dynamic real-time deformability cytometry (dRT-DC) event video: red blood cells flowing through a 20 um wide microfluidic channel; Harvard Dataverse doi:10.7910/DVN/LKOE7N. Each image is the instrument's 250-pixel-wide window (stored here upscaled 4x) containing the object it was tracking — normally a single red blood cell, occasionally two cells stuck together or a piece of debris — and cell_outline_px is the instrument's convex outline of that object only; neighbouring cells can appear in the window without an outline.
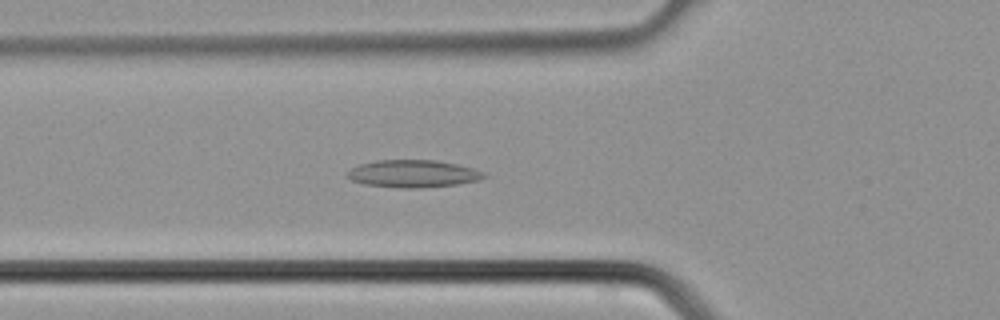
{"species": "common noctule bat (a hibernating species)", "species_latin": "Nyctalus noctula", "temperature_condition": "cold", "stored_images_in_passage": 37, "camera_frame_rate_fps": 3000, "um_per_image_px": 0.085, "animal": {"sex": "male", "body_mass_g": 21.5, "forearm_length_mm": 52.0}, "frame": {"image": 1, "passage_image": 13, "time_ms": 4.0, "image_size_px": [1000, 320], "cell_outline_px": [[488, 176], [480, 180], [456, 184], [420, 188], [400, 188], [364, 184], [352, 180], [348, 176], [348, 172], [352, 168], [360, 164], [376, 160], [436, 160], [456, 164], [472, 168], [484, 172]], "centroid_in_image_um": [35.14, 14.76], "position_along_channel_um": 90.7, "area_um2": 21.73}}
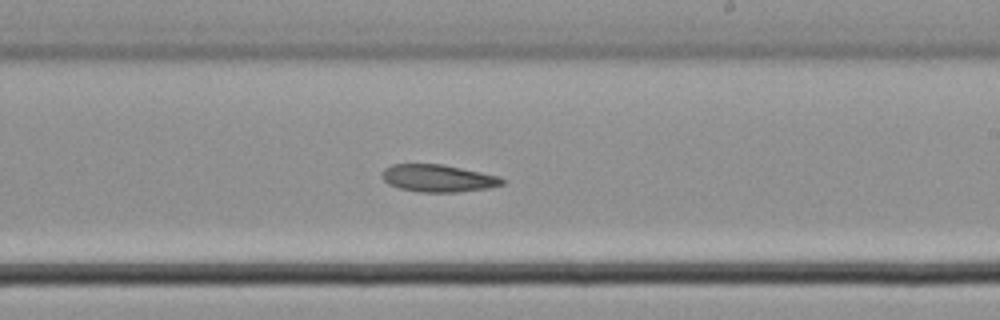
{"frame": {"image": 2, "passage_image": 22, "time_ms": 7.0, "image_size_px": [1000, 320], "cell_outline_px": [[504, 184], [488, 188], [456, 192], [420, 192], [400, 188], [388, 184], [380, 176], [384, 168], [392, 164], [440, 164], [500, 176], [504, 180]], "centroid_in_image_um": [37.21, 15.15], "position_along_channel_um": 251.8, "area_um2": 19.07}}
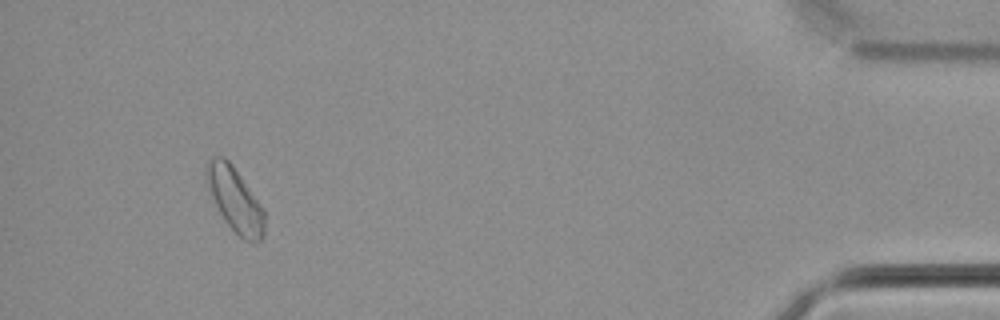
{"frame": {"image": 3, "passage_image": 35, "time_ms": 11.333, "image_size_px": [1000, 320], "cell_outline_px": [[264, 236], [256, 244], [244, 240], [228, 224], [220, 212], [212, 196], [204, 176], [204, 168], [212, 156], [224, 156], [232, 164], [264, 208]], "centroid_in_image_um": [19.98, 16.95], "position_along_channel_um": 415.2, "area_um2": 21.68}}